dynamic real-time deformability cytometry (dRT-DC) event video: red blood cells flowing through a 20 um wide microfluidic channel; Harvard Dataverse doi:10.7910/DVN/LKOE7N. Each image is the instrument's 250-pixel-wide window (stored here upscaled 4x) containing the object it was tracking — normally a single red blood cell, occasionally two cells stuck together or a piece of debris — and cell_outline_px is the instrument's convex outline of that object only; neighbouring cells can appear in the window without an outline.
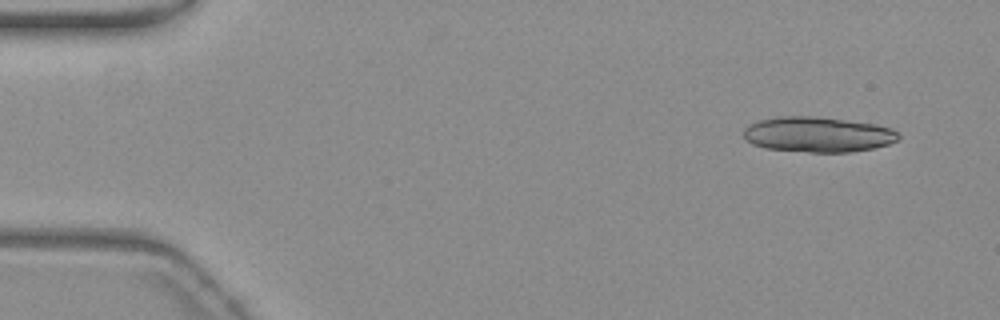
{"species": "common noctule bat (a hibernating species)", "species_latin": "Nyctalus noctula", "temperature_condition": "warm", "stored_images_in_passage": 53, "segment_of_instrument_passage": [1, 2], "camera_frame_rate_fps": 3000, "um_per_image_px": 0.085, "animal": {"sex": "female", "body_mass_g": 19.3, "forearm_length_mm": 54.1}, "frame": {"image": 1, "passage_image": 1, "time_ms": 0.0, "image_size_px": [1000, 320], "cell_outline_px": [[900, 140], [888, 144], [872, 148], [848, 152], [808, 152], [764, 148], [752, 144], [744, 140], [744, 128], [748, 124], [760, 120], [780, 116], [812, 116], [876, 124], [892, 128], [900, 132]], "centroid_in_image_um": [69.52, 11.43], "position_along_channel_um": 15.5, "area_um2": 32.02}}